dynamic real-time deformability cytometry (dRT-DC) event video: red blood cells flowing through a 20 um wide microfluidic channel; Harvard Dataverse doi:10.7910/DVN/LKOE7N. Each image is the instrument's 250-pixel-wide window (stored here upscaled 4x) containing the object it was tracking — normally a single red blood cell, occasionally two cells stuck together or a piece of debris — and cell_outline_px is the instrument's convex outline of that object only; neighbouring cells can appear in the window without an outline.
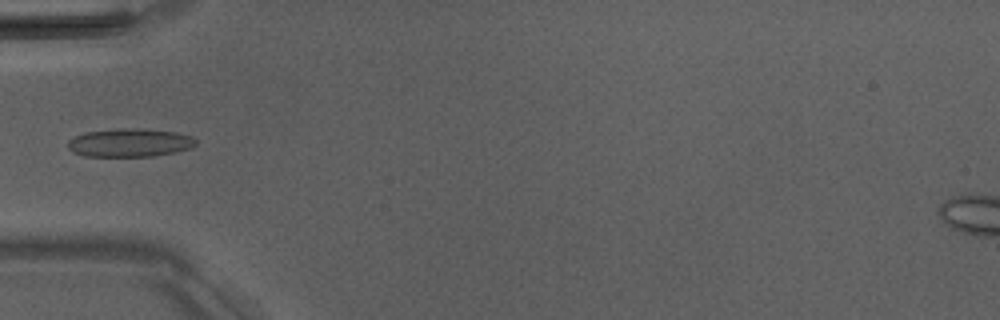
{"species": "Egyptian fruit bat (a non-hibernating species)", "species_latin": "Rousettus aegyptiacus", "temperature_condition": "room temperature", "stored_images_in_passage": 3, "camera_frame_rate_fps": 3000, "um_per_image_px": 0.085, "animal": {"sex": "male"}, "frame": {"image": 1, "passage_image": 3, "time_ms": 3.0, "image_size_px": [1000, 320], "cell_outline_px": [[196, 144], [192, 148], [176, 152], [152, 156], [84, 156], [72, 152], [68, 148], [68, 140], [84, 132], [120, 128], [132, 128], [176, 132], [192, 136], [196, 140]], "centroid_in_image_um": [11.03, 12.13], "position_along_channel_um": 74.0, "area_um2": 21.15}}